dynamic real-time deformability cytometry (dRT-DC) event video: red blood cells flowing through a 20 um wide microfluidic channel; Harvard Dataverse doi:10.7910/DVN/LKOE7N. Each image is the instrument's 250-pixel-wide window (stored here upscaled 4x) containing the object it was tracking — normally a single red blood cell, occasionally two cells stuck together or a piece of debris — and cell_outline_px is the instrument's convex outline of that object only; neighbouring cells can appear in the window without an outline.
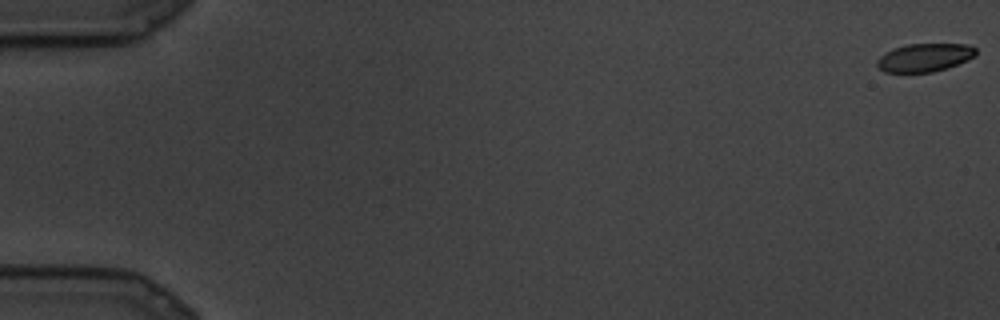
{"species": "common noctule bat (a hibernating species)", "species_latin": "Nyctalus noctula", "temperature_condition": "cold", "stored_images_in_passage": 12, "camera_frame_rate_fps": 3000, "um_per_image_px": 0.085, "animal": {"sex": "male", "body_mass_g": 19.5, "forearm_length_mm": 54.6}, "frame": {"image": 1, "passage_image": 1, "time_ms": 0.0, "image_size_px": [1000, 320], "cell_outline_px": [[976, 56], [968, 60], [948, 68], [932, 72], [884, 72], [876, 64], [876, 60], [884, 52], [892, 48], [908, 44], [968, 44], [976, 48]], "centroid_in_image_um": [78.59, 4.88], "position_along_channel_um": 6.4, "area_um2": 16.42}}
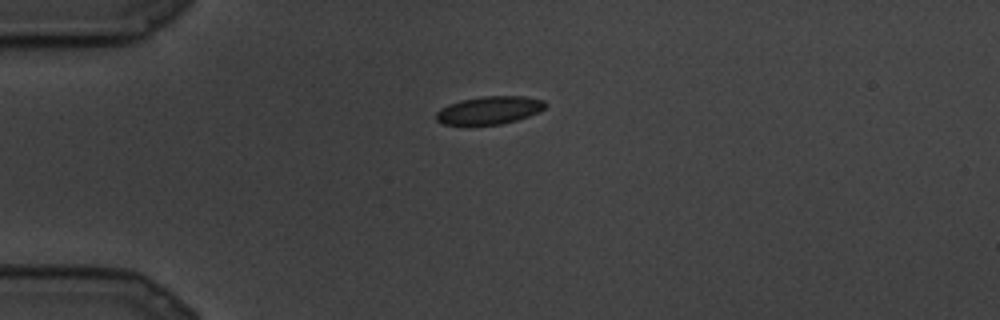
{"frame": {"image": 2, "passage_image": 7, "time_ms": 2.0, "image_size_px": [1000, 320], "cell_outline_px": [[548, 104], [540, 112], [516, 120], [500, 124], [468, 128], [444, 124], [436, 120], [436, 112], [440, 108], [448, 104], [460, 100], [484, 96], [524, 96], [544, 100]], "centroid_in_image_um": [41.54, 9.41], "position_along_channel_um": 43.5, "area_um2": 18.5}}
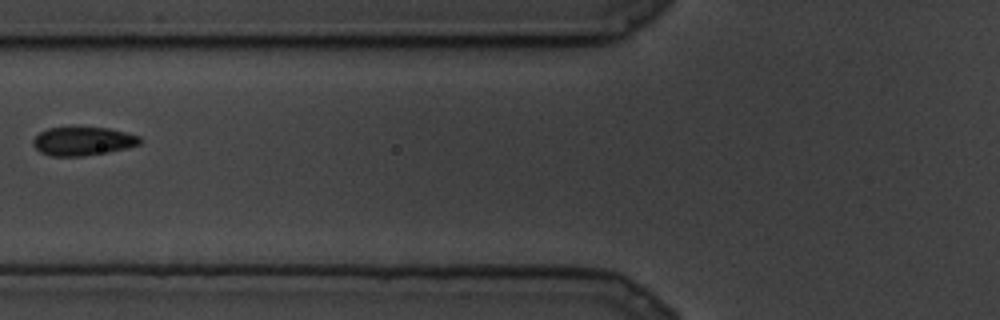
{"frame": {"image": 3, "passage_image": 11, "time_ms": 3.333, "image_size_px": [1000, 320], "cell_outline_px": [[140, 144], [108, 152], [84, 156], [48, 156], [40, 152], [32, 144], [32, 140], [40, 132], [48, 128], [108, 128], [140, 136]], "centroid_in_image_um": [7.0, 12.01], "position_along_channel_um": 118.8, "area_um2": 17.57}}